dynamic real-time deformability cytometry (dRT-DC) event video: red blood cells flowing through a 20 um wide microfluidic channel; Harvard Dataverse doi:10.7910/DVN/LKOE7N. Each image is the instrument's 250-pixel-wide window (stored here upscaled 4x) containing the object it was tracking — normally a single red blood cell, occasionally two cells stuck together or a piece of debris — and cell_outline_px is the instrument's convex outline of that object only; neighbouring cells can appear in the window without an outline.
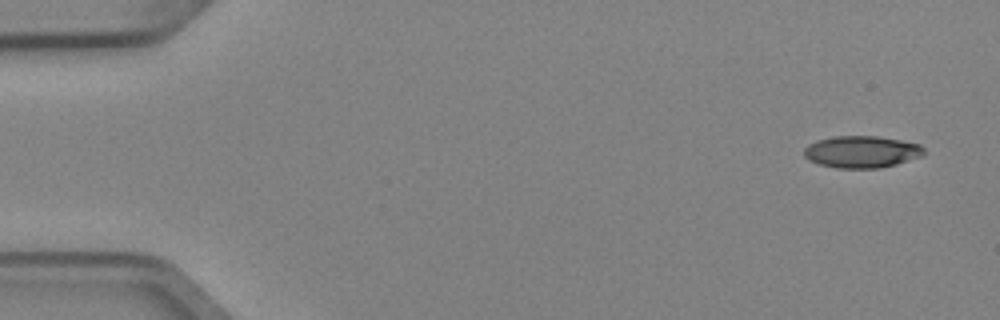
{"species": "Egyptian fruit bat (a non-hibernating species)", "species_latin": "Rousettus aegyptiacus", "temperature_condition": "cold", "stored_images_in_passage": 4, "camera_frame_rate_fps": 3000, "um_per_image_px": 0.085, "animal": {"sex": "female"}, "frame": {"image": 1, "passage_image": 1, "time_ms": 0.0, "image_size_px": [1000, 320], "cell_outline_px": [[924, 156], [896, 164], [880, 168], [836, 168], [820, 164], [808, 160], [804, 156], [804, 148], [808, 144], [816, 140], [832, 136], [876, 136], [900, 140], [920, 144], [924, 148]], "centroid_in_image_um": [73.23, 12.9], "position_along_channel_um": 11.8, "area_um2": 22.48}}
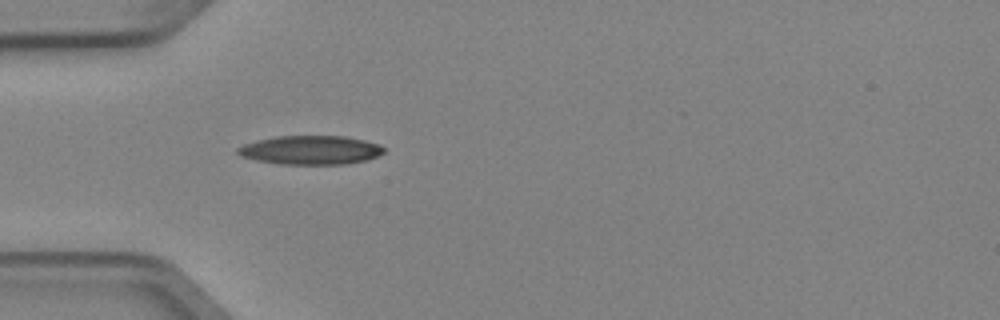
{"frame": {"image": 2, "passage_image": 4, "time_ms": 1.0, "image_size_px": [1000, 320], "cell_outline_px": [[384, 152], [368, 160], [344, 164], [280, 164], [256, 160], [240, 156], [236, 152], [236, 148], [244, 144], [276, 136], [344, 136], [364, 140], [380, 144], [384, 148]], "centroid_in_image_um": [26.4, 12.76], "position_along_channel_um": 58.6, "area_um2": 24.57}}